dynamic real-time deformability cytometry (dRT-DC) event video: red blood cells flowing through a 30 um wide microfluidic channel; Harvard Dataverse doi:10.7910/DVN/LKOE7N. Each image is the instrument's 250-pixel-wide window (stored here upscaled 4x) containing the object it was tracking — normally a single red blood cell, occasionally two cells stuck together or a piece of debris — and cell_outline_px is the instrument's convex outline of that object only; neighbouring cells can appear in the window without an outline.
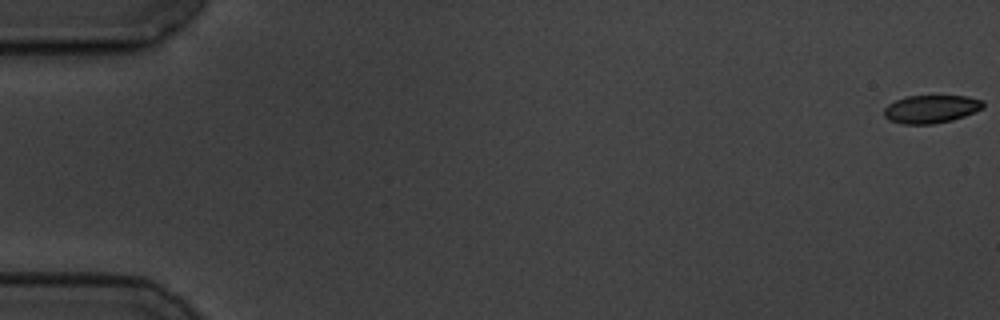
{"species": "common noctule bat (a hibernating species)", "species_latin": "Nyctalus noctula", "temperature_condition": "cold", "stored_images_in_passage": 59, "camera_frame_rate_fps": 3000, "um_per_image_px": 0.085, "animal": {"sex": "male", "body_mass_g": 19.5, "forearm_length_mm": 54.6}, "frame": {"image": 1, "passage_image": 1, "time_ms": 0.0, "image_size_px": [1000, 320], "cell_outline_px": [[984, 108], [964, 116], [952, 120], [932, 124], [904, 124], [888, 120], [884, 116], [884, 108], [888, 104], [896, 100], [908, 96], [968, 96], [984, 100]], "centroid_in_image_um": [79.15, 9.27], "position_along_channel_um": 5.8, "area_um2": 16.24}}
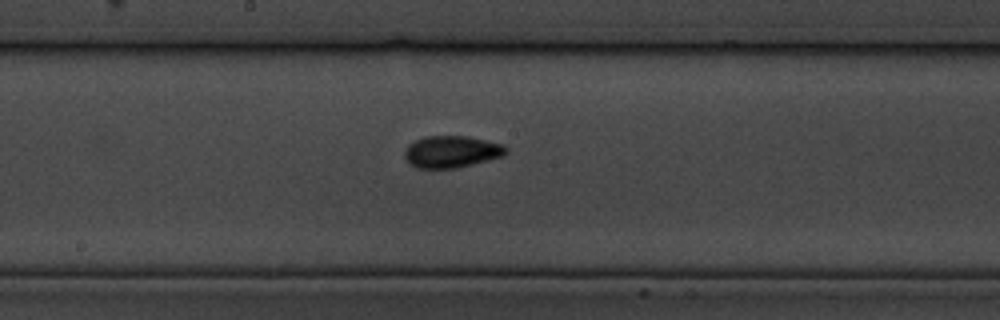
{"frame": {"image": 2, "passage_image": 32, "time_ms": 10.333, "image_size_px": [1000, 320], "cell_outline_px": [[508, 152], [504, 156], [456, 168], [416, 168], [408, 164], [404, 156], [404, 152], [408, 144], [424, 136], [468, 136], [504, 144], [508, 148]], "centroid_in_image_um": [38.38, 12.89], "position_along_channel_um": 209.8, "area_um2": 19.07}}
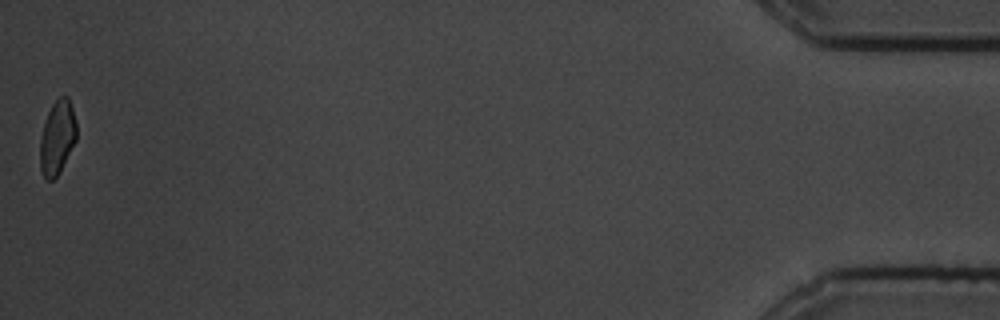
{"frame": {"image": 3, "passage_image": 59, "time_ms": 19.333, "image_size_px": [1000, 320], "cell_outline_px": [[76, 140], [60, 172], [52, 180], [48, 180], [44, 176], [40, 168], [40, 136], [48, 112], [52, 104], [60, 96], [68, 96], [76, 120]], "centroid_in_image_um": [4.87, 11.68], "position_along_channel_um": 430.3, "area_um2": 15.66}, "authors_computed_cell_mechanics": {"area_um2": 17.1666, "velocity_mm_per_s": 3.4661, "shape_relaxation_time_tau1_ms": 3.1258, "shape_relaxation_time_tau2_ms": 4.1177, "deformation_change_tau1": 0.0837, "deformation_change_tau2": 0.0568}}